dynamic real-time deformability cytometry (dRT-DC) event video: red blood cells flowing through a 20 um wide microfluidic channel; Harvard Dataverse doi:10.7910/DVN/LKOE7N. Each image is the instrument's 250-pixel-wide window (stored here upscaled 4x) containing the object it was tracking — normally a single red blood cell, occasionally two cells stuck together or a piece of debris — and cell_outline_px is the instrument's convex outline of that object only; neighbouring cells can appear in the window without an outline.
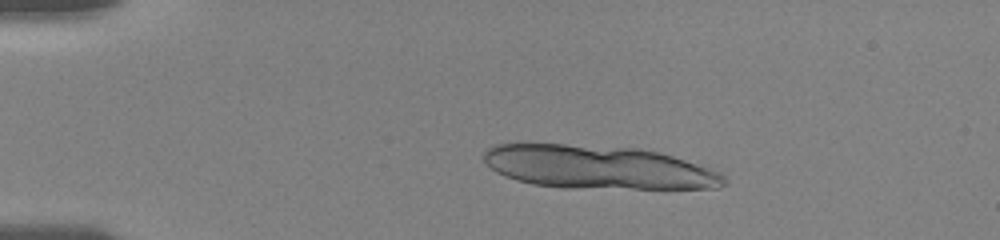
{"species": "human", "species_latin": "Homo sapiens", "temperature_condition": "room temperature", "stored_images_in_passage": 22, "camera_frame_rate_fps": 3000, "um_per_image_px": 0.085, "donor": {"sex": "female"}, "frame": {"image": 1, "passage_image": 12, "time_ms": 3.0, "image_size_px": [1000, 240], "cell_outline_px": [[728, 184], [720, 188], [564, 188], [532, 184], [516, 180], [504, 176], [496, 172], [484, 160], [484, 152], [492, 144], [564, 144], [640, 148], [660, 152], [708, 168], [724, 176], [728, 180]], "centroid_in_image_um": [50.83, 14.22], "position_along_channel_um": 34.2, "area_um2": 60.75}}